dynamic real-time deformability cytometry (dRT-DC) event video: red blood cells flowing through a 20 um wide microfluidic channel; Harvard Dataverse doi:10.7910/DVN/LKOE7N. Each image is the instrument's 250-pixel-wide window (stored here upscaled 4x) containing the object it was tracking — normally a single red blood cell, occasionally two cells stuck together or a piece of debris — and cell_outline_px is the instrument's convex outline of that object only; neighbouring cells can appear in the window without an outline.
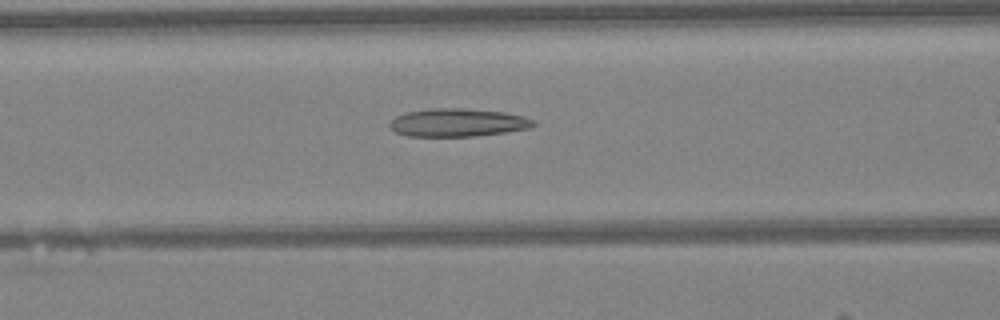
{"species": "Egyptian fruit bat (a non-hibernating species)", "species_latin": "Rousettus aegyptiacus", "temperature_condition": "warm", "stored_images_in_passage": 33, "camera_frame_rate_fps": 3000, "um_per_image_px": 0.085, "animal": {"sex": "female"}, "frame": {"image": 1, "passage_image": 15, "time_ms": 4.667, "image_size_px": [1000, 320], "cell_outline_px": [[536, 124], [528, 128], [504, 132], [476, 136], [408, 136], [396, 132], [388, 128], [388, 124], [396, 116], [408, 112], [432, 108], [460, 108], [504, 112], [524, 116], [536, 120]], "centroid_in_image_um": [38.9, 10.42], "position_along_channel_um": 127.7, "area_um2": 23.47}}
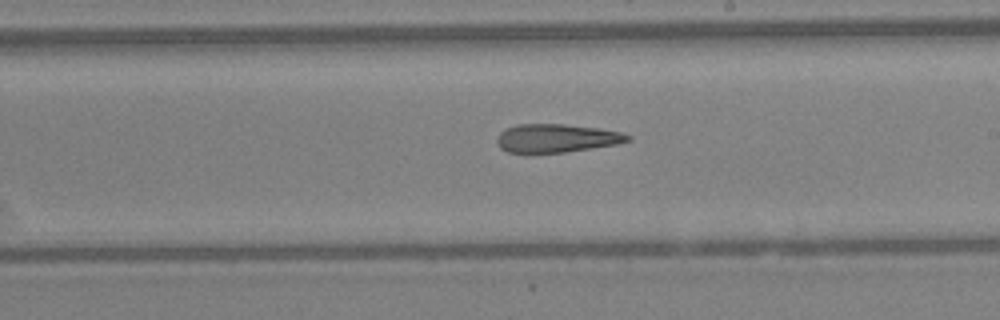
{"frame": {"image": 2, "passage_image": 23, "time_ms": 7.333, "image_size_px": [1000, 320], "cell_outline_px": [[632, 140], [616, 144], [564, 152], [508, 152], [500, 148], [496, 140], [500, 132], [516, 124], [564, 124], [600, 128], [620, 132], [632, 136]], "centroid_in_image_um": [47.32, 11.73], "position_along_channel_um": 241.7, "area_um2": 21.44}}
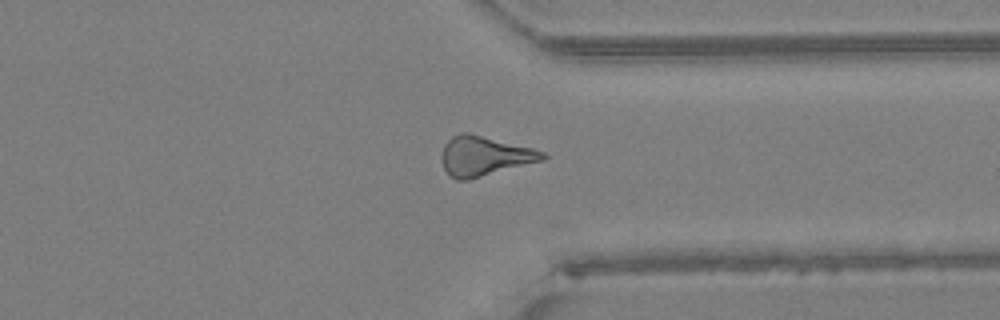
{"frame": {"image": 3, "passage_image": 32, "time_ms": 10.333, "image_size_px": [1000, 320], "cell_outline_px": [[548, 156], [544, 160], [468, 180], [456, 180], [448, 176], [444, 168], [444, 144], [452, 136], [460, 132], [468, 132], [532, 148], [544, 152]], "centroid_in_image_um": [41.19, 13.27], "position_along_channel_um": 370.2, "area_um2": 23.12}}